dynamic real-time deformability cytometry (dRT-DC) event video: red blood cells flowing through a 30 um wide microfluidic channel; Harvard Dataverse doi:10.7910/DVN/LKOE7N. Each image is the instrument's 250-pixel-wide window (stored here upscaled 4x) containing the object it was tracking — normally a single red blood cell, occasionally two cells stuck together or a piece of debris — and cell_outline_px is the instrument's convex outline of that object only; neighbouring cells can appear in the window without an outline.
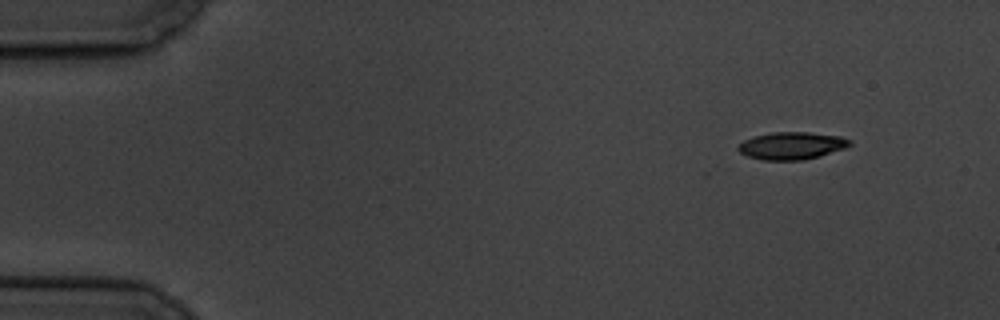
{"species": "common noctule bat (a hibernating species)", "species_latin": "Nyctalus noctula", "temperature_condition": "cold", "stored_images_in_passage": 9, "camera_frame_rate_fps": 3000, "um_per_image_px": 0.085, "animal": {"sex": "male", "body_mass_g": 19.5, "forearm_length_mm": 54.6}, "frame": {"image": 1, "passage_image": 1, "time_ms": 0.0, "image_size_px": [1000, 320], "cell_outline_px": [[852, 144], [844, 148], [820, 156], [804, 160], [764, 160], [748, 156], [740, 152], [736, 148], [744, 140], [752, 136], [772, 132], [808, 132], [840, 136], [852, 140]], "centroid_in_image_um": [67.3, 12.38], "position_along_channel_um": 17.7, "area_um2": 17.86}}
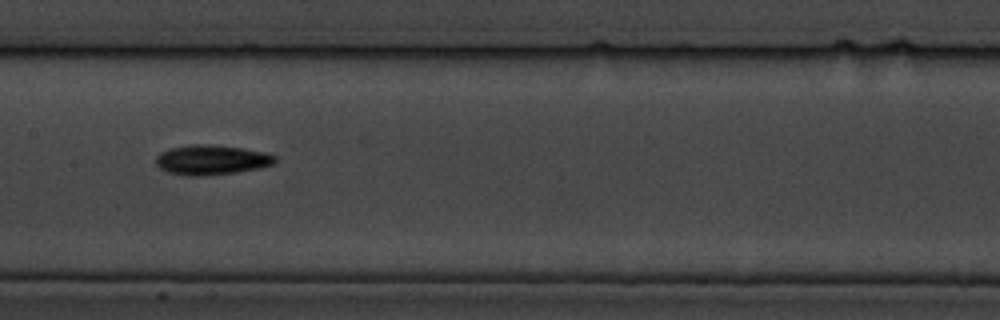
{"frame": {"image": 2, "passage_image": 8, "time_ms": 8.0, "image_size_px": [1000, 320], "cell_outline_px": [[276, 160], [272, 164], [260, 168], [236, 172], [200, 176], [188, 176], [168, 172], [160, 168], [156, 164], [156, 156], [160, 152], [168, 148], [192, 144], [212, 144], [244, 148], [264, 152], [276, 156]], "centroid_in_image_um": [17.95, 13.58], "position_along_channel_um": 189.4, "area_um2": 20.81}}
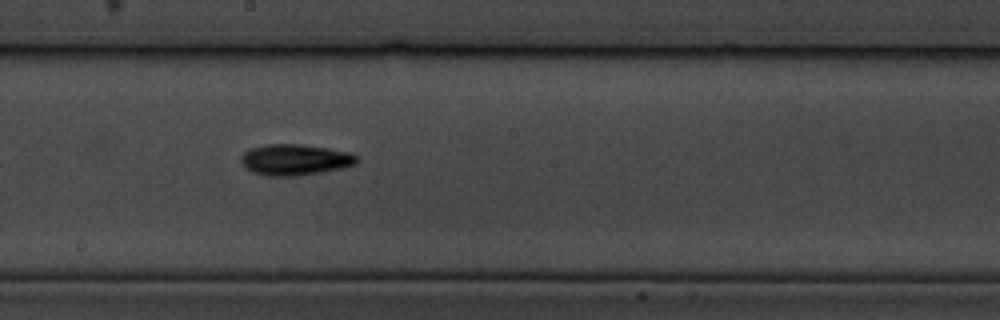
{"frame": {"image": 3, "passage_image": 9, "time_ms": 9.0, "image_size_px": [1000, 320], "cell_outline_px": [[360, 160], [356, 164], [340, 168], [320, 172], [296, 176], [268, 176], [252, 172], [244, 168], [240, 160], [240, 156], [244, 152], [252, 148], [268, 144], [300, 144], [328, 148], [348, 152], [356, 156]], "centroid_in_image_um": [25.04, 13.58], "position_along_channel_um": 223.2, "area_um2": 20.92}}